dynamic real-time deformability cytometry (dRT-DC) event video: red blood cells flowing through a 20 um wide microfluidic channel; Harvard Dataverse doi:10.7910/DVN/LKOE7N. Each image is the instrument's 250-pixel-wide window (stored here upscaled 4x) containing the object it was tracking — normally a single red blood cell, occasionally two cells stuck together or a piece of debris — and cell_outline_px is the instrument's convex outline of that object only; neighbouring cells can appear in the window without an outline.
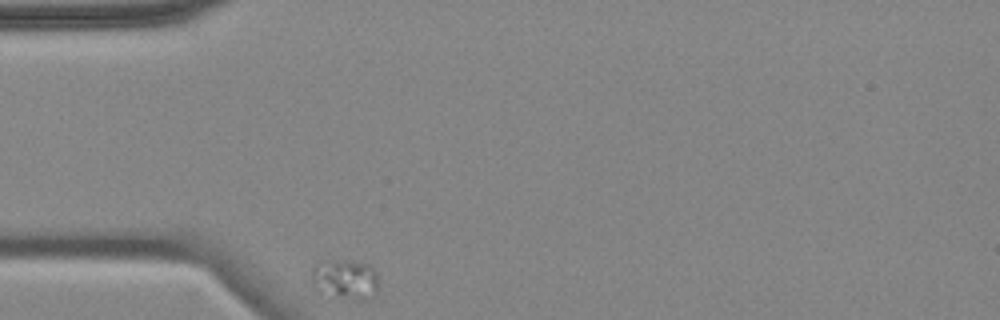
{"species": "common noctule bat (a hibernating species)", "species_latin": "Nyctalus noctula", "temperature_condition": "cold", "stored_images_in_passage": 9, "camera_frame_rate_fps": 3000, "um_per_image_px": 0.085, "animal": {"sex": "female", "body_mass_g": 18.4}, "frame": {"image": 1, "passage_image": 1, "time_ms": 0.0, "image_size_px": [1000, 320], "cell_outline_px": [[376, 296], [364, 300], [356, 300], [316, 292], [312, 284], [312, 268], [316, 264], [324, 260], [344, 260], [368, 264], [376, 272]], "centroid_in_image_um": [29.3, 23.75], "position_along_channel_um": 55.7, "area_um2": 15.72}}